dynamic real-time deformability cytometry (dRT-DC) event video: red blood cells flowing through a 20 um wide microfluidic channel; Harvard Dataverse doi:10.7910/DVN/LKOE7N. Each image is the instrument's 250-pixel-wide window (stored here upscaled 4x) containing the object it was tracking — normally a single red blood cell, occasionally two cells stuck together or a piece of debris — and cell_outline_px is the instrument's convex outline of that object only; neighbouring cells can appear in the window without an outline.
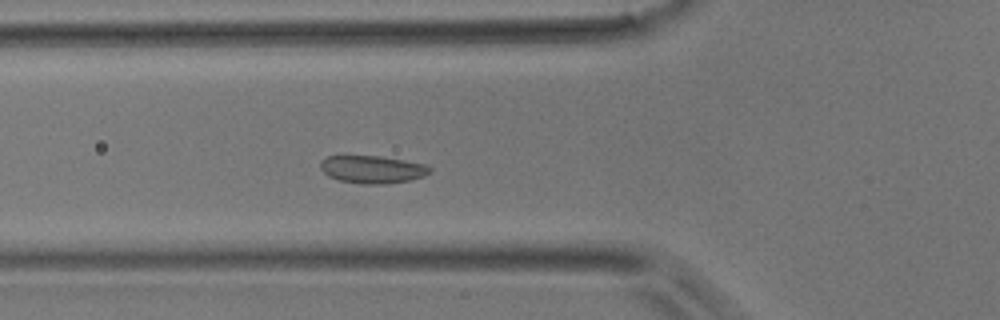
{"species": "common noctule bat (a hibernating species)", "species_latin": "Nyctalus noctula", "temperature_condition": "room temperature", "stored_images_in_passage": 50, "camera_frame_rate_fps": 3000, "um_per_image_px": 0.085, "animal": {"sex": "male", "body_mass_g": 17.9}, "frame": {"image": 1, "passage_image": 17, "time_ms": 5.333, "image_size_px": [1000, 320], "cell_outline_px": [[432, 172], [424, 176], [412, 180], [388, 184], [364, 184], [340, 180], [328, 176], [320, 168], [320, 160], [328, 156], [380, 156], [428, 164], [432, 168]], "centroid_in_image_um": [31.71, 14.4], "position_along_channel_um": 94.1, "area_um2": 17.86}}
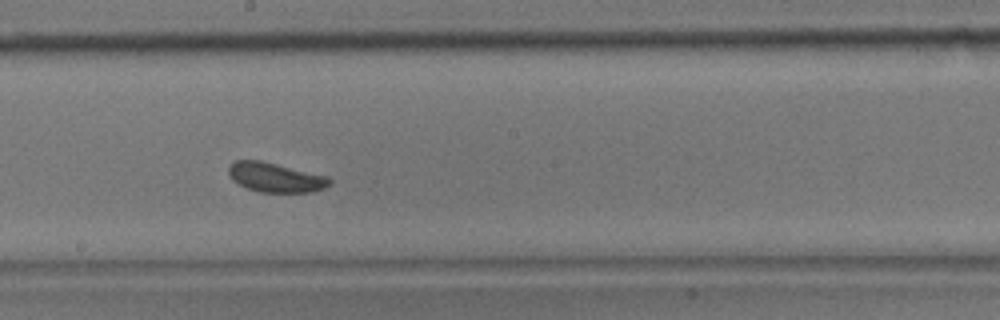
{"frame": {"image": 2, "passage_image": 27, "time_ms": 8.667, "image_size_px": [1000, 320], "cell_outline_px": [[332, 184], [324, 188], [312, 192], [260, 192], [248, 188], [232, 180], [228, 172], [228, 168], [236, 160], [260, 160], [328, 176], [332, 180]], "centroid_in_image_um": [23.45, 15.08], "position_along_channel_um": 224.8, "area_um2": 17.28}}
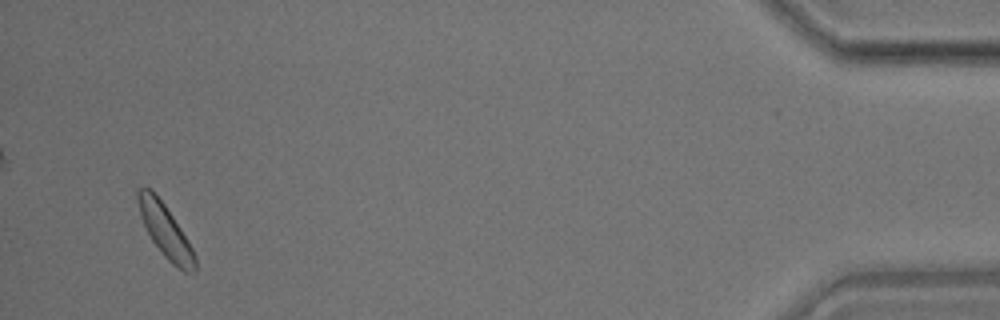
{"frame": {"image": 3, "passage_image": 48, "time_ms": 15.667, "image_size_px": [1000, 320], "cell_outline_px": [[196, 272], [184, 272], [172, 264], [164, 256], [152, 240], [144, 224], [140, 212], [136, 196], [136, 192], [140, 188], [148, 188], [164, 204], [188, 240], [196, 256]], "centroid_in_image_um": [14.08, 19.68], "position_along_channel_um": 421.1, "area_um2": 17.11}}